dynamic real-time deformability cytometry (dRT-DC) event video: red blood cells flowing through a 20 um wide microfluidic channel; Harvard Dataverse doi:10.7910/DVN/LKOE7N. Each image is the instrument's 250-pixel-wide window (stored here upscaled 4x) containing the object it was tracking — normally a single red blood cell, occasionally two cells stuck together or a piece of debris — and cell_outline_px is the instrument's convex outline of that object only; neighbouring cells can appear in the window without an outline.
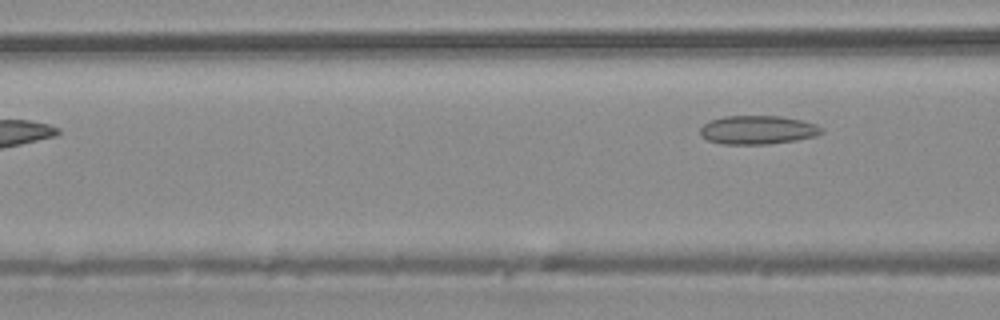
{"species": "common noctule bat (a hibernating species)", "species_latin": "Nyctalus noctula", "temperature_condition": "warm", "stored_images_in_passage": 4, "camera_frame_rate_fps": 3000, "um_per_image_px": 0.085, "animal": {"sex": "male", "body_mass_g": 20.4}, "frame": {"image": 1, "passage_image": 4, "time_ms": 1.0, "image_size_px": [1000, 320], "cell_outline_px": [[824, 132], [816, 136], [796, 140], [768, 144], [720, 144], [708, 140], [700, 136], [700, 128], [708, 120], [724, 116], [780, 116], [800, 120], [816, 124], [824, 128]], "centroid_in_image_um": [64.39, 11.04], "position_along_channel_um": 102.2, "area_um2": 20.46}}